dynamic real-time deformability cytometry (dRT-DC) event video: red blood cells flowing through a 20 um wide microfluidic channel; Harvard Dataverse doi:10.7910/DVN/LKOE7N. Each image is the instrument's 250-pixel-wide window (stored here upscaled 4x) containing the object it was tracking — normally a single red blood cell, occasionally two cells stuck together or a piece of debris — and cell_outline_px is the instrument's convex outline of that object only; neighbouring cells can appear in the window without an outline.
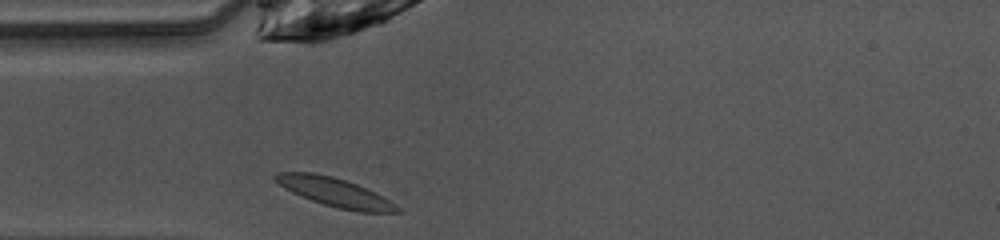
{"species": "common noctule bat (a hibernating species)", "species_latin": "Nyctalus noctula", "temperature_condition": "warm", "stored_images_in_passage": 26, "camera_frame_rate_fps": 3000, "um_per_image_px": 0.085, "animal": {"sex": "female", "body_mass_g": 10.0, "forearm_length_mm": 53.1}, "frame": {"image": 1, "passage_image": 1, "time_ms": 0.0, "image_size_px": [1000, 240], "cell_outline_px": [[400, 212], [360, 212], [340, 208], [324, 204], [300, 196], [284, 188], [272, 176], [276, 172], [312, 172], [332, 176], [356, 184], [376, 192], [400, 208]], "centroid_in_image_um": [28.44, 16.33], "position_along_channel_um": 56.6, "area_um2": 20.11}}
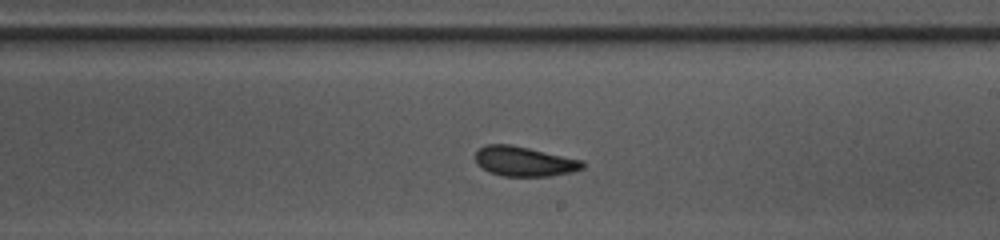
{"frame": {"image": 2, "passage_image": 15, "time_ms": 4.667, "image_size_px": [1000, 240], "cell_outline_px": [[584, 168], [572, 172], [552, 176], [504, 176], [488, 172], [476, 164], [476, 152], [484, 144], [512, 144], [584, 160]], "centroid_in_image_um": [44.57, 13.71], "position_along_channel_um": 244.4, "area_um2": 18.84}}
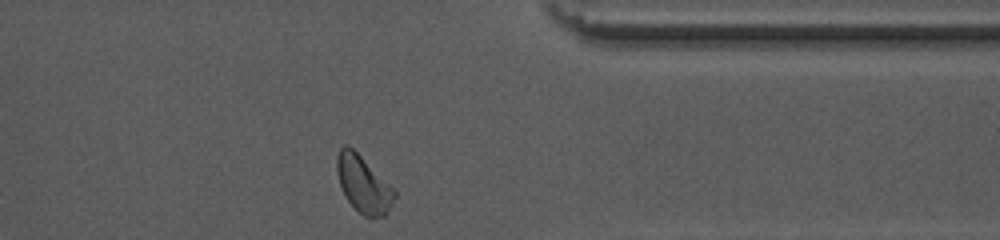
{"frame": {"image": 3, "passage_image": 26, "time_ms": 8.333, "image_size_px": [1000, 240], "cell_outline_px": [[396, 196], [384, 216], [364, 216], [348, 200], [340, 184], [336, 172], [336, 156], [340, 148], [344, 144], [348, 144], [396, 192]], "centroid_in_image_um": [30.84, 15.63], "position_along_channel_um": 380.6, "area_um2": 18.32}, "authors_computed_cell_mechanics": {"area_um2": 18.4671, "velocity_mm_per_s": 4.0384, "shape_relaxation_time_tau1_ms": 2.8663, "shape_relaxation_time_tau2_ms": 2.0514, "deformation_change_tau1": 0.1038, "deformation_change_tau2": 0.0877}}